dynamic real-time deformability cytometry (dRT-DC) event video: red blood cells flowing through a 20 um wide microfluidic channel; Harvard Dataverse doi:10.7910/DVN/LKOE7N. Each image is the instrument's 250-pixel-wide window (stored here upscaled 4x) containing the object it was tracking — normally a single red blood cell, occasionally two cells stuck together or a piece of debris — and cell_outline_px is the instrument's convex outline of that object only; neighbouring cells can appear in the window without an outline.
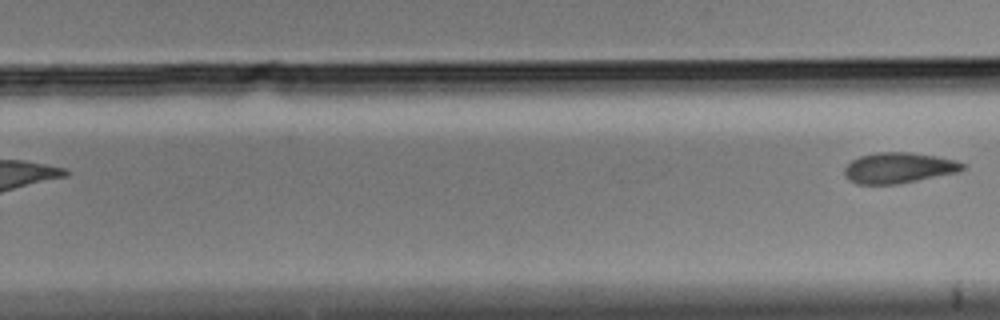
{"species": "Egyptian fruit bat (a non-hibernating species)", "species_latin": "Rousettus aegyptiacus", "temperature_condition": "cold", "stored_images_in_passage": 10, "segment_of_instrument_passage": [2, 2], "camera_frame_rate_fps": 3000, "um_per_image_px": 0.085, "animal": {"sex": "male"}, "frame": {"image": 1, "passage_image": 10, "time_ms": 3.0, "image_size_px": [1000, 320], "cell_outline_px": [[964, 168], [960, 172], [896, 184], [856, 184], [848, 180], [844, 176], [844, 168], [852, 160], [860, 156], [876, 152], [908, 152], [936, 156], [956, 160], [964, 164]], "centroid_in_image_um": [76.37, 14.27], "position_along_channel_um": 253.4, "area_um2": 21.15}}